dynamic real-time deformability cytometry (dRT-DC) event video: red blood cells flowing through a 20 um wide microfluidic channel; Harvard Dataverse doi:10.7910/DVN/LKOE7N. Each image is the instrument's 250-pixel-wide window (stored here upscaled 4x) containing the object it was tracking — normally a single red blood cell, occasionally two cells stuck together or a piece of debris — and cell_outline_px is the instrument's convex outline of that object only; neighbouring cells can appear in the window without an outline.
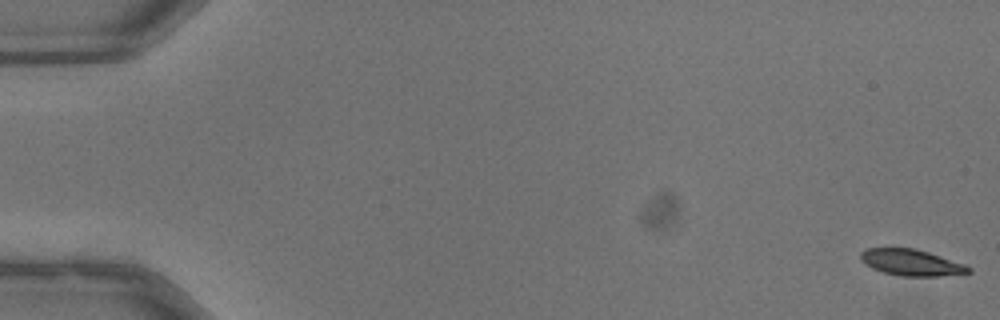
{"species": "common noctule bat (a hibernating species)", "species_latin": "Nyctalus noctula", "temperature_condition": "warm", "stored_images_in_passage": 14, "camera_frame_rate_fps": 3000, "um_per_image_px": 0.085, "animal": {"sex": "male", "body_mass_g": 13.3}, "frame": {"image": 1, "passage_image": 1, "time_ms": 0.0, "image_size_px": [1000, 320], "cell_outline_px": [[972, 272], [940, 276], [900, 276], [884, 272], [872, 268], [864, 264], [860, 260], [860, 252], [868, 248], [916, 248], [964, 264], [972, 268]], "centroid_in_image_um": [77.44, 22.31], "position_along_channel_um": 7.6, "area_um2": 16.53}}
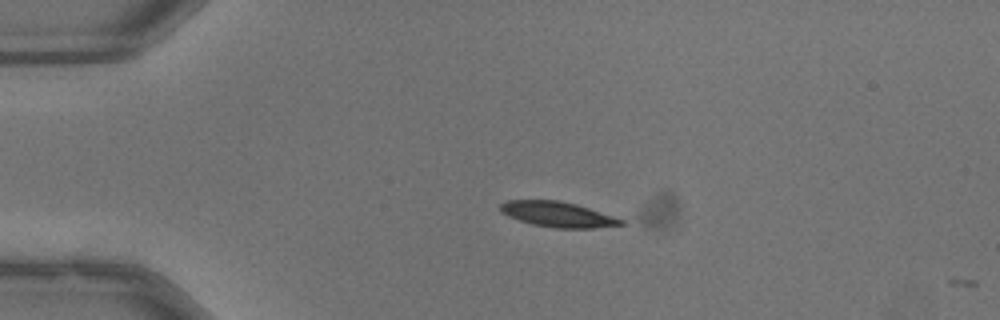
{"frame": {"image": 2, "passage_image": 13, "time_ms": 4.0, "image_size_px": [1000, 320], "cell_outline_px": [[624, 224], [592, 228], [556, 228], [532, 224], [508, 216], [500, 212], [500, 204], [508, 200], [560, 200], [576, 204], [624, 220]], "centroid_in_image_um": [47.37, 18.21], "position_along_channel_um": 37.6, "area_um2": 17.57}}